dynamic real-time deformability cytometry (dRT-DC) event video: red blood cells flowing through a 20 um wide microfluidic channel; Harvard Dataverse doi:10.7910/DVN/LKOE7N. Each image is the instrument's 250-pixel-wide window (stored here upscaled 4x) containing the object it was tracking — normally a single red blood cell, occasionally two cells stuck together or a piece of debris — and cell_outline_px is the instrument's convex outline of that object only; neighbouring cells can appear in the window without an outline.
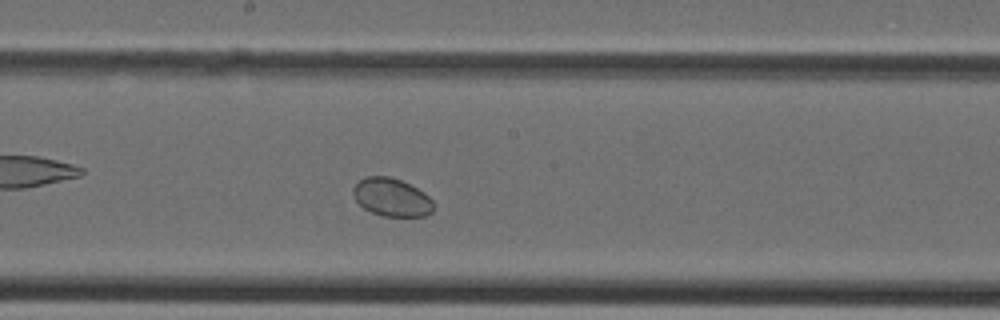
{"species": "Egyptian fruit bat (a non-hibernating species)", "species_latin": "Rousettus aegyptiacus", "temperature_condition": "cold", "stored_images_in_passage": 34, "camera_frame_rate_fps": 3000, "um_per_image_px": 0.085, "animal": {"sex": "female"}, "frame": {"image": 1, "passage_image": 15, "time_ms": 4.667, "image_size_px": [1000, 320], "cell_outline_px": [[432, 212], [424, 216], [384, 216], [372, 212], [364, 208], [356, 200], [352, 192], [352, 188], [364, 176], [388, 176], [400, 180], [424, 192], [432, 200]], "centroid_in_image_um": [33.27, 16.76], "position_along_channel_um": 214.9, "area_um2": 17.63}}